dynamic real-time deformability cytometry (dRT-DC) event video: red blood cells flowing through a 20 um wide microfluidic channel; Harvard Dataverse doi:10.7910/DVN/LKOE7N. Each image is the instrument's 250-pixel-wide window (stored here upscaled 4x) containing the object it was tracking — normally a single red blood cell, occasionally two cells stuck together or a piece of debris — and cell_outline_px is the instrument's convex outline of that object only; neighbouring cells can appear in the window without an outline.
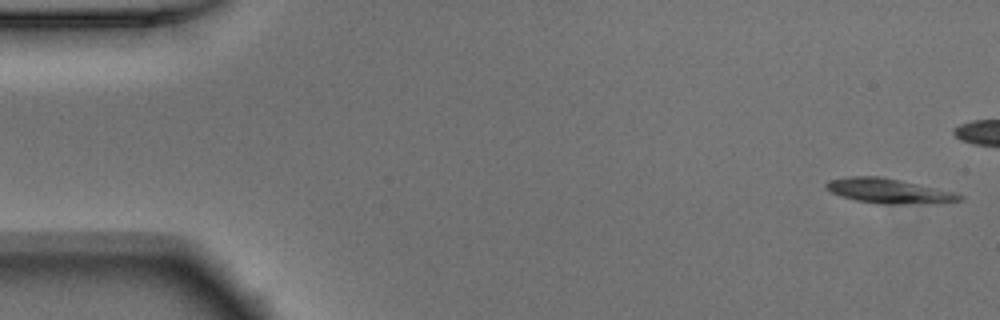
{"species": "Egyptian fruit bat (a non-hibernating species)", "species_latin": "Rousettus aegyptiacus", "temperature_condition": "warm", "stored_images_in_passage": 51, "camera_frame_rate_fps": 3000, "um_per_image_px": 0.085, "animal": {"sex": "male"}, "frame": {"image": 1, "passage_image": 1, "time_ms": 0.0, "image_size_px": [1000, 320], "cell_outline_px": [[964, 200], [936, 204], [856, 200], [840, 196], [824, 188], [824, 184], [828, 180], [848, 176], [880, 176], [900, 180], [952, 192], [964, 196]], "centroid_in_image_um": [75.52, 16.2], "position_along_channel_um": 9.5, "area_um2": 18.61}}
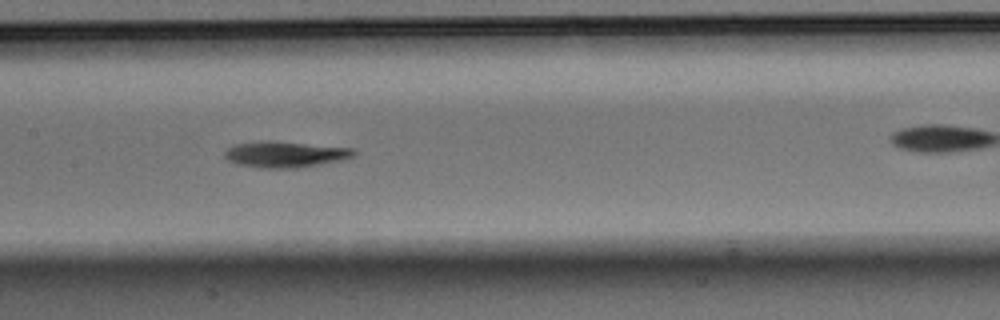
{"frame": {"image": 2, "passage_image": 24, "time_ms": 7.667, "image_size_px": [1000, 320], "cell_outline_px": [[356, 156], [340, 160], [320, 164], [296, 168], [260, 168], [236, 164], [228, 160], [224, 156], [224, 152], [228, 148], [236, 144], [260, 140], [268, 140], [352, 148], [356, 152]], "centroid_in_image_um": [24.21, 13.12], "position_along_channel_um": 183.2, "area_um2": 19.65}}
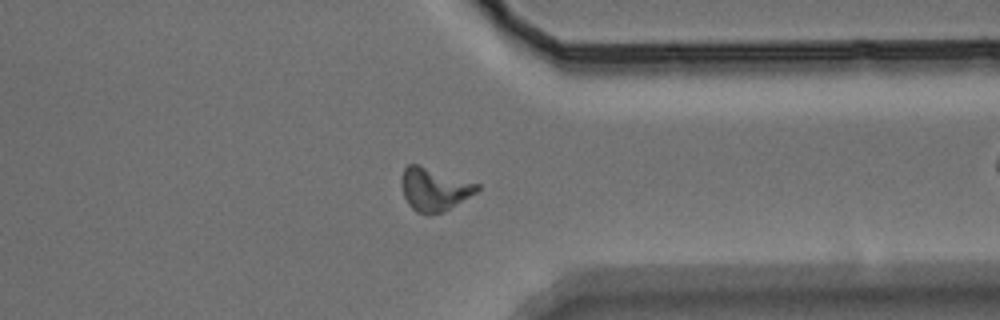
{"frame": {"image": 3, "passage_image": 39, "time_ms": 12.667, "image_size_px": [1000, 320], "cell_outline_px": [[480, 188], [476, 192], [448, 208], [440, 212], [428, 216], [416, 212], [408, 204], [404, 196], [400, 184], [400, 180], [404, 168], [408, 164], [416, 164], [480, 184]], "centroid_in_image_um": [36.85, 16.09], "position_along_channel_um": 374.5, "area_um2": 18.73}}